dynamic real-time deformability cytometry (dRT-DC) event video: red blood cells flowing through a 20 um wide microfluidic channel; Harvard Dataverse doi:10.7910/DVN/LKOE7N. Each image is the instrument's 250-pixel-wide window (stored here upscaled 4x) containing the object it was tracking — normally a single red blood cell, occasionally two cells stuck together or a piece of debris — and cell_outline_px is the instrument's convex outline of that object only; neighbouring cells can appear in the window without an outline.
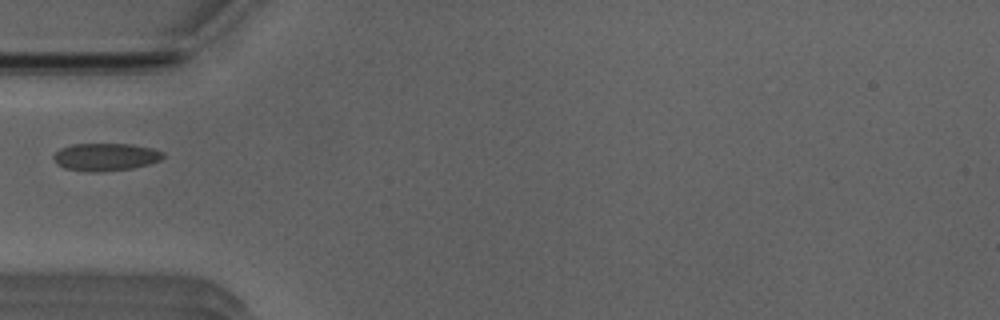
{"species": "Egyptian fruit bat (a non-hibernating species)", "species_latin": "Rousettus aegyptiacus", "temperature_condition": "room temperature", "stored_images_in_passage": 36, "camera_frame_rate_fps": 3000, "um_per_image_px": 0.085, "animal": {"sex": "male"}, "frame": {"image": 1, "passage_image": 1, "time_ms": 0.0, "image_size_px": [1000, 320], "cell_outline_px": [[164, 156], [160, 160], [148, 164], [132, 168], [100, 172], [92, 172], [64, 168], [56, 164], [52, 156], [60, 148], [72, 144], [132, 144], [152, 148], [164, 152]], "centroid_in_image_um": [8.96, 13.34], "position_along_channel_um": 76.0, "area_um2": 17.69}}
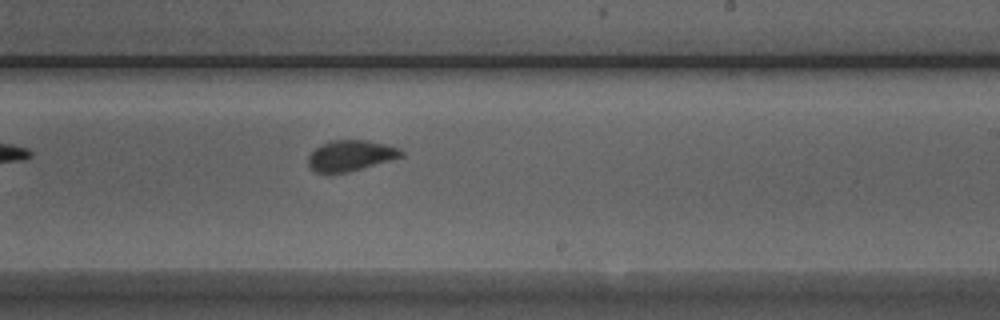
{"frame": {"image": 2, "passage_image": 15, "time_ms": 4.667, "image_size_px": [1000, 320], "cell_outline_px": [[404, 156], [392, 160], [348, 172], [316, 172], [308, 164], [308, 156], [316, 148], [328, 140], [368, 140], [400, 148], [404, 152]], "centroid_in_image_um": [29.84, 13.21], "position_along_channel_um": 259.2, "area_um2": 16.59}}
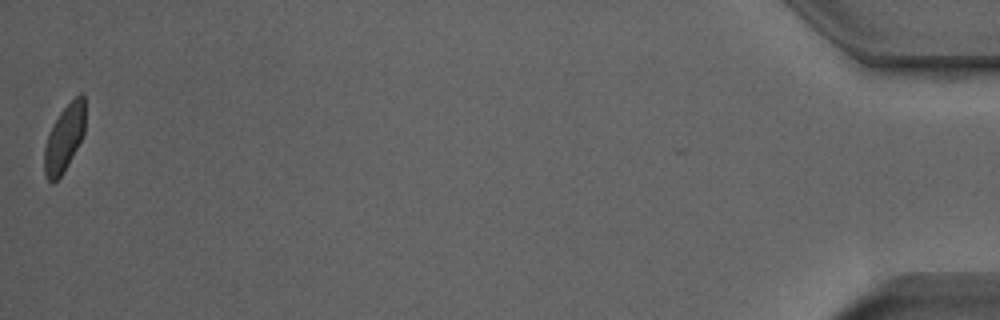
{"frame": {"image": 3, "passage_image": 36, "time_ms": 11.667, "image_size_px": [1000, 320], "cell_outline_px": [[84, 132], [76, 148], [60, 176], [52, 184], [48, 180], [44, 172], [44, 148], [48, 132], [52, 124], [60, 112], [80, 92], [84, 92]], "centroid_in_image_um": [5.44, 11.72], "position_along_channel_um": 429.8, "area_um2": 15.61}}